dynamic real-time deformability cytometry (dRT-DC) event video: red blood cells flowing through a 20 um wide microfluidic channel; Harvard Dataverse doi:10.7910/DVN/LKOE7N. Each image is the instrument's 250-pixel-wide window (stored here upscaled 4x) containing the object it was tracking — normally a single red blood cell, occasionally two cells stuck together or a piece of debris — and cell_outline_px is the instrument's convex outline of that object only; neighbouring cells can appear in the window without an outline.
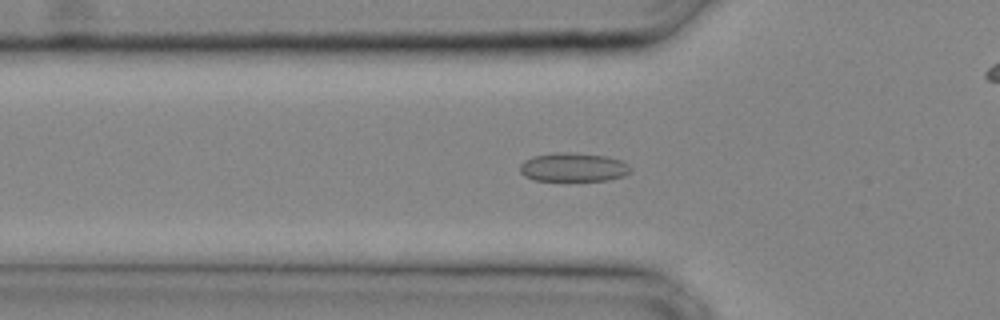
{"species": "common noctule bat (a hibernating species)", "species_latin": "Nyctalus noctula", "temperature_condition": "cold", "stored_images_in_passage": 24, "segment_of_instrument_passage": [1, 2], "camera_frame_rate_fps": 3000, "um_per_image_px": 0.085, "animal": {"sex": "male", "body_mass_g": 20.4}, "frame": {"image": 1, "passage_image": 6, "time_ms": 1.667, "image_size_px": [1000, 320], "cell_outline_px": [[632, 172], [624, 176], [608, 180], [536, 180], [524, 176], [520, 172], [520, 164], [524, 160], [532, 156], [552, 152], [572, 152], [604, 156], [624, 160], [632, 168]], "centroid_in_image_um": [48.75, 14.2], "position_along_channel_um": 77.0, "area_um2": 18.79}}
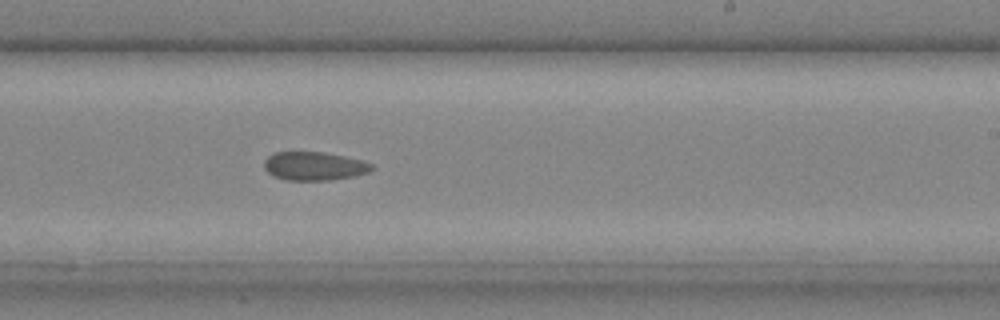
{"frame": {"image": 2, "passage_image": 15, "time_ms": 4.667, "image_size_px": [1000, 320], "cell_outline_px": [[376, 168], [368, 172], [352, 176], [328, 180], [288, 180], [272, 176], [264, 168], [264, 160], [272, 152], [324, 152], [364, 160], [372, 164]], "centroid_in_image_um": [26.7, 14.11], "position_along_channel_um": 262.3, "area_um2": 17.98}}
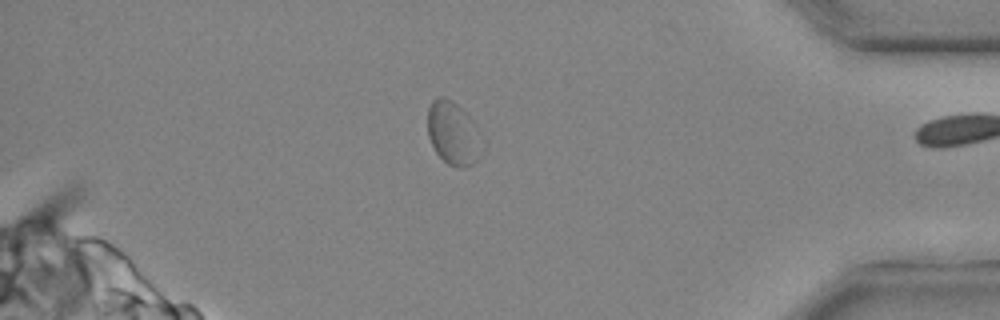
{"frame": {"image": 3, "passage_image": 23, "time_ms": 7.333, "image_size_px": [1000, 320], "cell_outline_px": [[484, 152], [472, 164], [464, 168], [460, 168], [448, 164], [436, 152], [428, 136], [428, 108], [432, 100], [440, 96], [444, 96], [452, 100], [472, 120], [484, 140]], "centroid_in_image_um": [38.56, 11.35], "position_along_channel_um": 396.6, "area_um2": 20.29}}